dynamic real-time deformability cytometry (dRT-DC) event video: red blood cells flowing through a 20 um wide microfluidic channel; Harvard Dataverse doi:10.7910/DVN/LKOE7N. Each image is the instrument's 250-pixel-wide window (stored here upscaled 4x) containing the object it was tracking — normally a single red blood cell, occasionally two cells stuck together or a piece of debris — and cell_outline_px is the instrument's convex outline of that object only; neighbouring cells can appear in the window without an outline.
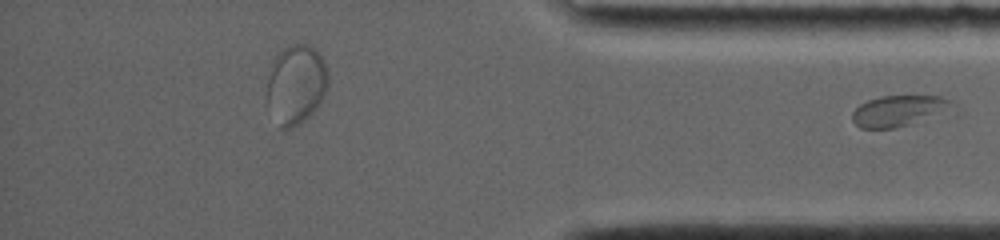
{"species": "common noctule bat (a hibernating species)", "species_latin": "Nyctalus noctula", "temperature_condition": "room temperature", "stored_images_in_passage": 43, "segment_of_instrument_passage": [2, 2], "camera_frame_rate_fps": 4000, "um_per_image_px": 0.085, "animal": {"sex": "female", "body_mass_g": 19.0, "forearm_length_mm": 56.7}, "frame": {"image": 1, "passage_image": 43, "time_ms": 13.25, "image_size_px": [1000, 240], "cell_outline_px": [[952, 104], [904, 124], [892, 128], [860, 128], [852, 120], [852, 112], [860, 104], [868, 100], [880, 96], [940, 96], [952, 100]], "centroid_in_image_um": [76.15, 9.38], "position_along_channel_um": 359.0, "area_um2": 16.47}}